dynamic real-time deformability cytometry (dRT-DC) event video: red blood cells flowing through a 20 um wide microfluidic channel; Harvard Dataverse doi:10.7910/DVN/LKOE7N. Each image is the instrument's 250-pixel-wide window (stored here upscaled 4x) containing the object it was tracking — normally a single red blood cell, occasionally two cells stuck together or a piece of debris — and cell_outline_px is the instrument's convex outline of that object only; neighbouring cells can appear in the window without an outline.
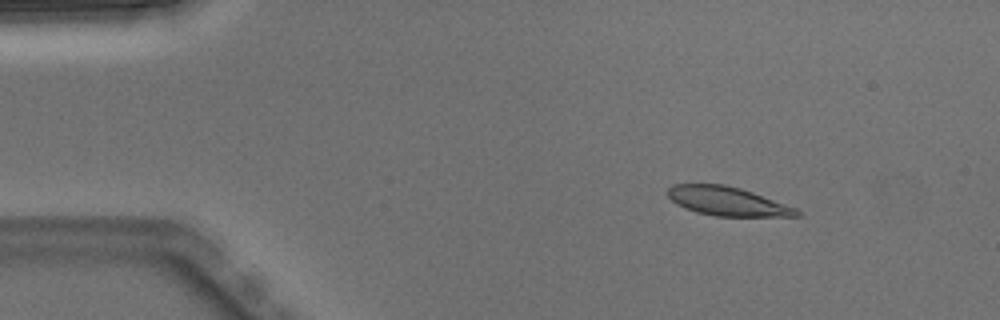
{"species": "Egyptian fruit bat (a non-hibernating species)", "species_latin": "Rousettus aegyptiacus", "temperature_condition": "warm", "stored_images_in_passage": 4, "camera_frame_rate_fps": 3000, "um_per_image_px": 0.085, "animal": {"sex": "male"}, "frame": {"image": 1, "passage_image": 2, "time_ms": 0.333, "image_size_px": [1000, 320], "cell_outline_px": [[800, 216], [716, 216], [696, 212], [684, 208], [676, 204], [668, 196], [668, 188], [672, 184], [724, 184], [740, 188], [752, 192], [796, 208], [800, 212]], "centroid_in_image_um": [61.79, 17.1], "position_along_channel_um": 23.2, "area_um2": 21.56}}